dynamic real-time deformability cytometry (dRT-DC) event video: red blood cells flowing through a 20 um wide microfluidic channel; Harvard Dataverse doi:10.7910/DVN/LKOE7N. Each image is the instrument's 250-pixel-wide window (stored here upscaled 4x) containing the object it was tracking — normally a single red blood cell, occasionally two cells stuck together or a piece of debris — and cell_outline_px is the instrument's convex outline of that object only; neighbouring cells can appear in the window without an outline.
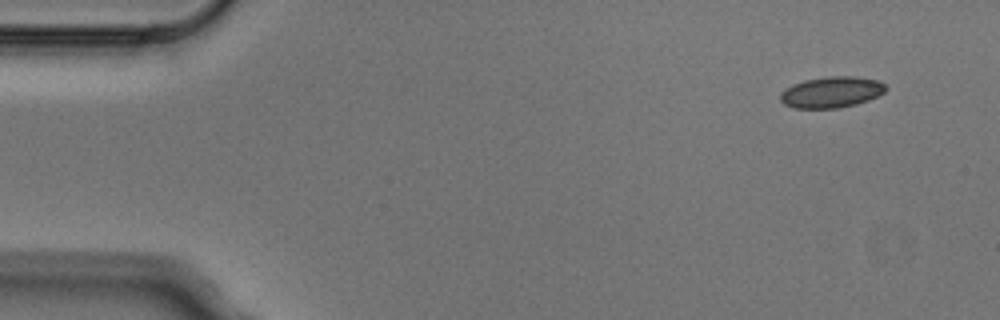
{"species": "Egyptian fruit bat (a non-hibernating species)", "species_latin": "Rousettus aegyptiacus", "temperature_condition": "cold", "stored_images_in_passage": 3, "camera_frame_rate_fps": 3000, "um_per_image_px": 0.085, "animal": {"sex": "male"}, "frame": {"image": 1, "passage_image": 1, "time_ms": 0.0, "image_size_px": [1000, 320], "cell_outline_px": [[888, 88], [884, 92], [868, 100], [856, 104], [836, 108], [792, 108], [784, 104], [780, 100], [780, 92], [792, 84], [804, 80], [828, 76], [856, 76], [880, 80]], "centroid_in_image_um": [70.67, 7.82], "position_along_channel_um": 14.3, "area_um2": 19.25}}